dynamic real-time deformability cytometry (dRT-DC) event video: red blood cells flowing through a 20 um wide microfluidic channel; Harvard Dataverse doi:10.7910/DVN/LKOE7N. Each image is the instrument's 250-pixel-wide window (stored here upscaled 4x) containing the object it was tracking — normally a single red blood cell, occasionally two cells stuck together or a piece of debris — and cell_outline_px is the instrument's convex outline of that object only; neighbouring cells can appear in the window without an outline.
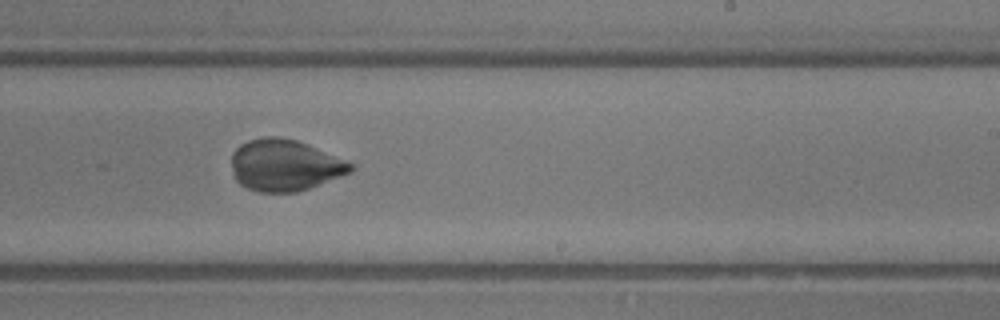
{"species": "common noctule bat (a hibernating species)", "species_latin": "Nyctalus noctula", "temperature_condition": "room temperature", "stored_images_in_passage": 30, "camera_frame_rate_fps": 3000, "um_per_image_px": 0.085, "animal": {"sex": "male", "body_mass_g": 13.3}, "frame": {"image": 1, "passage_image": 13, "time_ms": 4.0, "image_size_px": [1000, 320], "cell_outline_px": [[352, 172], [308, 188], [296, 192], [260, 192], [248, 188], [240, 184], [236, 180], [232, 168], [232, 152], [240, 144], [248, 140], [264, 136], [276, 136], [296, 140], [352, 164]], "centroid_in_image_um": [24.14, 14.04], "position_along_channel_um": 264.9, "area_um2": 35.2}}
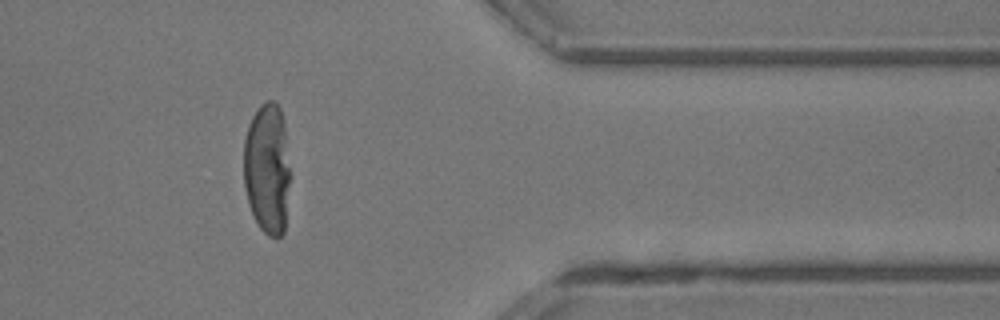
{"frame": {"image": 2, "passage_image": 22, "time_ms": 7.0, "image_size_px": [1000, 320], "cell_outline_px": [[288, 184], [284, 232], [280, 236], [268, 236], [260, 228], [248, 204], [244, 188], [244, 140], [248, 124], [252, 116], [260, 104], [268, 100], [276, 100], [280, 108], [284, 124], [288, 168]], "centroid_in_image_um": [22.68, 14.29], "position_along_channel_um": 388.7, "area_um2": 35.14}}